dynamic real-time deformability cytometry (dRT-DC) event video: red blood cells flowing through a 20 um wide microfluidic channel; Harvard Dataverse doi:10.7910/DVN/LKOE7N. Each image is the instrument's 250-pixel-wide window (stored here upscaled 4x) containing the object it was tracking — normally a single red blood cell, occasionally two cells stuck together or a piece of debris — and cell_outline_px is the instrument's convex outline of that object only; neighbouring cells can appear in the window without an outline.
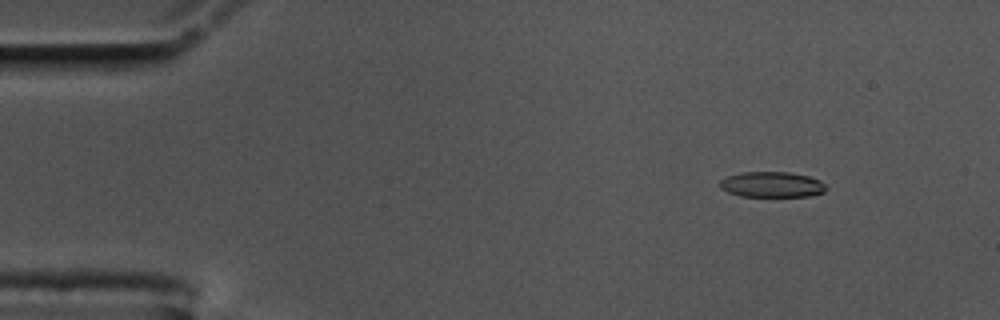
{"species": "common noctule bat (a hibernating species)", "species_latin": "Nyctalus noctula", "temperature_condition": "cold", "stored_images_in_passage": 57, "camera_frame_rate_fps": 3000, "um_per_image_px": 0.085, "animal": {"sex": "male", "body_mass_g": 17.5, "forearm_length_mm": 52.3}, "frame": {"image": 1, "passage_image": 7, "time_ms": 2.0, "image_size_px": [1000, 320], "cell_outline_px": [[828, 188], [824, 192], [808, 196], [740, 196], [728, 192], [720, 188], [720, 180], [728, 176], [740, 172], [788, 172], [808, 176], [820, 180]], "centroid_in_image_um": [65.61, 15.68], "position_along_channel_um": 19.4, "area_um2": 15.78}}
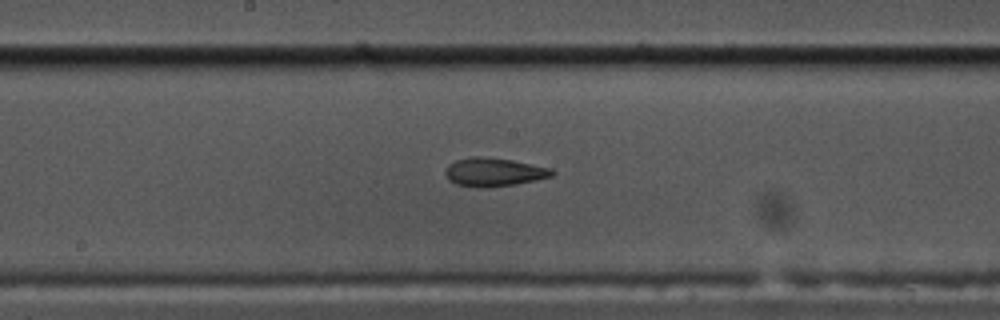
{"frame": {"image": 2, "passage_image": 30, "time_ms": 9.667, "image_size_px": [1000, 320], "cell_outline_px": [[556, 172], [552, 176], [536, 180], [516, 184], [480, 188], [456, 184], [448, 180], [444, 172], [444, 168], [448, 164], [456, 160], [472, 156], [480, 156], [512, 160], [552, 168]], "centroid_in_image_um": [41.96, 14.62], "position_along_channel_um": 206.2, "area_um2": 17.86}}
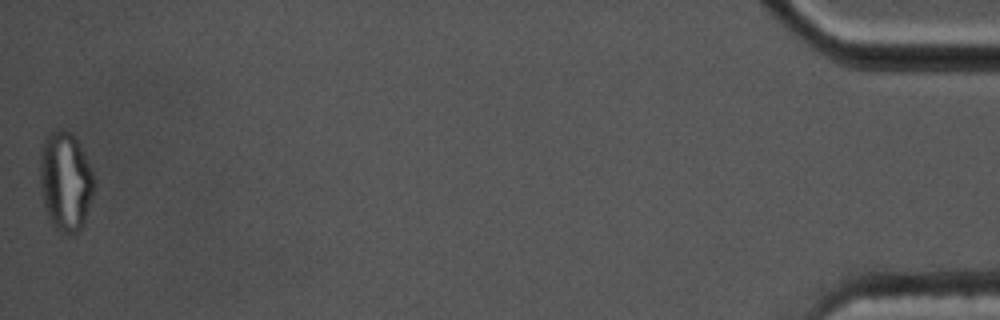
{"frame": {"image": 3, "passage_image": 57, "time_ms": 18.667, "image_size_px": [1000, 320], "cell_outline_px": [[92, 192], [84, 224], [72, 236], [60, 232], [48, 220], [40, 192], [40, 152], [44, 140], [56, 128], [60, 128], [72, 132], [76, 136], [92, 172]], "centroid_in_image_um": [5.52, 15.41], "position_along_channel_um": 429.7, "area_um2": 31.27}, "authors_computed_cell_mechanics": {"area_um2": 17.5712, "velocity_mm_per_s": 3.5468, "shape_relaxation_time_tau1_ms": null, "shape_relaxation_time_tau2_ms": 3.0553, "deformation_change_tau1": null, "deformation_change_tau2": 0.1042}}